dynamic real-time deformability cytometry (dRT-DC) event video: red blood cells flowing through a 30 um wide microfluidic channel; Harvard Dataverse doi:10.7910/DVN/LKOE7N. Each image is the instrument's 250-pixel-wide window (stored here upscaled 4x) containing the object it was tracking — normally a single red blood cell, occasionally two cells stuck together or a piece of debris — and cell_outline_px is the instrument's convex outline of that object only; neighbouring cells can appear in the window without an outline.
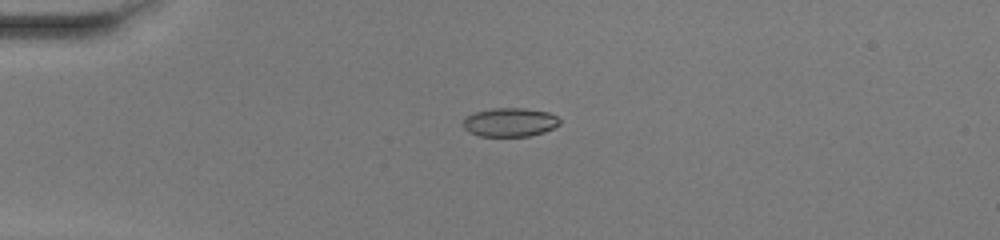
{"species": "common noctule bat (a hibernating species)", "species_latin": "Nyctalus noctula", "temperature_condition": "warm", "stored_images_in_passage": 51, "camera_frame_rate_fps": 3000, "um_per_image_px": 0.085, "animal": {"sex": "female", "body_mass_g": 20.0, "forearm_length_mm": 54.0}, "frame": {"image": 1, "passage_image": 14, "time_ms": 4.333, "image_size_px": [1000, 240], "cell_outline_px": [[560, 124], [544, 132], [528, 136], [480, 136], [468, 132], [464, 128], [464, 120], [468, 116], [476, 112], [492, 108], [524, 108], [548, 112], [556, 116], [560, 120]], "centroid_in_image_um": [43.35, 10.39], "position_along_channel_um": 41.6, "area_um2": 16.07}}
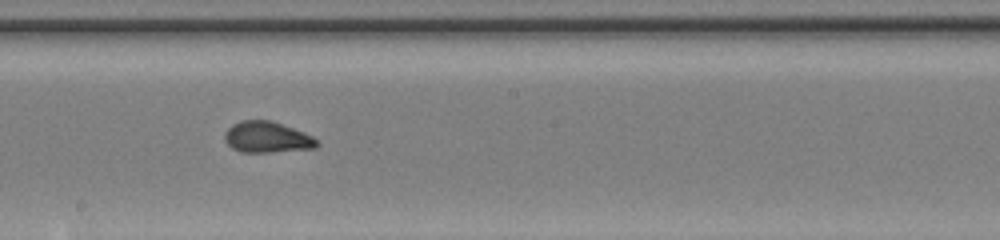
{"frame": {"image": 2, "passage_image": 30, "time_ms": 9.667, "image_size_px": [1000, 240], "cell_outline_px": [[320, 144], [316, 148], [268, 152], [240, 152], [232, 148], [224, 140], [224, 132], [232, 124], [240, 120], [272, 120], [304, 132], [320, 140]], "centroid_in_image_um": [22.71, 11.65], "position_along_channel_um": 225.5, "area_um2": 16.94}}
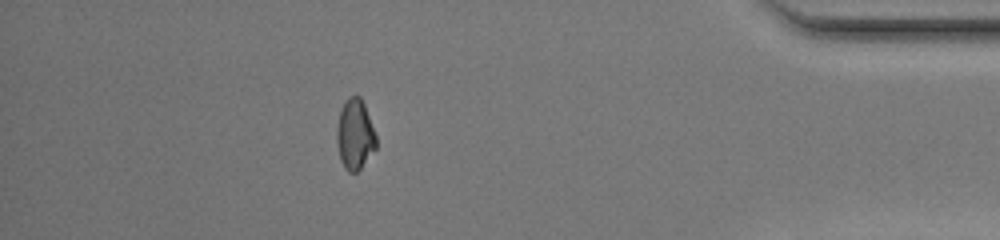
{"frame": {"image": 3, "passage_image": 46, "time_ms": 15.0, "image_size_px": [1000, 240], "cell_outline_px": [[376, 148], [360, 168], [356, 172], [348, 172], [344, 168], [340, 160], [336, 144], [336, 128], [340, 112], [348, 96], [360, 96], [364, 104], [376, 136]], "centroid_in_image_um": [30.14, 11.45], "position_along_channel_um": 405.1, "area_um2": 16.07}}